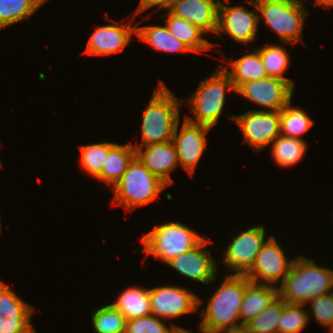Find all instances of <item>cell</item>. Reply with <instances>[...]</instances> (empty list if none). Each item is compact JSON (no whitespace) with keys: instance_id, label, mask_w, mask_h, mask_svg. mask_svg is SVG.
Here are the masks:
<instances>
[{"instance_id":"39","label":"cell","mask_w":333,"mask_h":333,"mask_svg":"<svg viewBox=\"0 0 333 333\" xmlns=\"http://www.w3.org/2000/svg\"><path fill=\"white\" fill-rule=\"evenodd\" d=\"M198 329L200 333H207L205 330H203L201 327L198 326ZM172 333H193V331L189 329H185L183 327H176Z\"/></svg>"},{"instance_id":"40","label":"cell","mask_w":333,"mask_h":333,"mask_svg":"<svg viewBox=\"0 0 333 333\" xmlns=\"http://www.w3.org/2000/svg\"><path fill=\"white\" fill-rule=\"evenodd\" d=\"M35 1H37L40 4V6H43L49 0H35Z\"/></svg>"},{"instance_id":"31","label":"cell","mask_w":333,"mask_h":333,"mask_svg":"<svg viewBox=\"0 0 333 333\" xmlns=\"http://www.w3.org/2000/svg\"><path fill=\"white\" fill-rule=\"evenodd\" d=\"M80 165L89 176L96 178L104 167L109 152V141L79 145Z\"/></svg>"},{"instance_id":"3","label":"cell","mask_w":333,"mask_h":333,"mask_svg":"<svg viewBox=\"0 0 333 333\" xmlns=\"http://www.w3.org/2000/svg\"><path fill=\"white\" fill-rule=\"evenodd\" d=\"M330 292H333V269L302 254L293 259L288 275L278 287L279 296L291 304L307 305Z\"/></svg>"},{"instance_id":"22","label":"cell","mask_w":333,"mask_h":333,"mask_svg":"<svg viewBox=\"0 0 333 333\" xmlns=\"http://www.w3.org/2000/svg\"><path fill=\"white\" fill-rule=\"evenodd\" d=\"M135 156L136 149L132 146V143L120 144L109 142V152L104 167L95 180L105 183L107 187L113 188Z\"/></svg>"},{"instance_id":"35","label":"cell","mask_w":333,"mask_h":333,"mask_svg":"<svg viewBox=\"0 0 333 333\" xmlns=\"http://www.w3.org/2000/svg\"><path fill=\"white\" fill-rule=\"evenodd\" d=\"M176 327H180L171 322L170 326L156 315L134 318L126 321L125 333H172Z\"/></svg>"},{"instance_id":"16","label":"cell","mask_w":333,"mask_h":333,"mask_svg":"<svg viewBox=\"0 0 333 333\" xmlns=\"http://www.w3.org/2000/svg\"><path fill=\"white\" fill-rule=\"evenodd\" d=\"M210 242V237H204L194 248L173 258L166 265L187 279L204 285L214 284L219 265L206 248Z\"/></svg>"},{"instance_id":"36","label":"cell","mask_w":333,"mask_h":333,"mask_svg":"<svg viewBox=\"0 0 333 333\" xmlns=\"http://www.w3.org/2000/svg\"><path fill=\"white\" fill-rule=\"evenodd\" d=\"M136 10L134 11L136 15H140L144 13V11H148L149 9L156 8L157 10L163 9L164 11H168L178 0H139Z\"/></svg>"},{"instance_id":"29","label":"cell","mask_w":333,"mask_h":333,"mask_svg":"<svg viewBox=\"0 0 333 333\" xmlns=\"http://www.w3.org/2000/svg\"><path fill=\"white\" fill-rule=\"evenodd\" d=\"M41 8L35 0H0V31L29 20Z\"/></svg>"},{"instance_id":"9","label":"cell","mask_w":333,"mask_h":333,"mask_svg":"<svg viewBox=\"0 0 333 333\" xmlns=\"http://www.w3.org/2000/svg\"><path fill=\"white\" fill-rule=\"evenodd\" d=\"M268 236L266 237V227L263 224L250 226L233 235L225 251L223 250V264L227 270H231V274L245 275L272 234Z\"/></svg>"},{"instance_id":"14","label":"cell","mask_w":333,"mask_h":333,"mask_svg":"<svg viewBox=\"0 0 333 333\" xmlns=\"http://www.w3.org/2000/svg\"><path fill=\"white\" fill-rule=\"evenodd\" d=\"M181 127V128H180ZM211 127L192 123L183 117V122H178L173 136V143L177 151V159L189 176H193L197 165L207 150L208 133Z\"/></svg>"},{"instance_id":"42","label":"cell","mask_w":333,"mask_h":333,"mask_svg":"<svg viewBox=\"0 0 333 333\" xmlns=\"http://www.w3.org/2000/svg\"><path fill=\"white\" fill-rule=\"evenodd\" d=\"M2 166H3V164H2V160L0 159V168L2 169Z\"/></svg>"},{"instance_id":"8","label":"cell","mask_w":333,"mask_h":333,"mask_svg":"<svg viewBox=\"0 0 333 333\" xmlns=\"http://www.w3.org/2000/svg\"><path fill=\"white\" fill-rule=\"evenodd\" d=\"M220 0L218 8V26L215 35L228 34L232 41L251 44L257 41L259 29L258 10L255 0H244L254 10L247 9L244 5H227L231 0ZM256 12V13H255Z\"/></svg>"},{"instance_id":"17","label":"cell","mask_w":333,"mask_h":333,"mask_svg":"<svg viewBox=\"0 0 333 333\" xmlns=\"http://www.w3.org/2000/svg\"><path fill=\"white\" fill-rule=\"evenodd\" d=\"M34 309L0 279V333H37L30 322Z\"/></svg>"},{"instance_id":"25","label":"cell","mask_w":333,"mask_h":333,"mask_svg":"<svg viewBox=\"0 0 333 333\" xmlns=\"http://www.w3.org/2000/svg\"><path fill=\"white\" fill-rule=\"evenodd\" d=\"M119 310L126 320L144 317L152 314L149 288L143 286H128L118 294L116 300L110 303Z\"/></svg>"},{"instance_id":"37","label":"cell","mask_w":333,"mask_h":333,"mask_svg":"<svg viewBox=\"0 0 333 333\" xmlns=\"http://www.w3.org/2000/svg\"><path fill=\"white\" fill-rule=\"evenodd\" d=\"M221 333H253L247 326L235 327L231 330H226Z\"/></svg>"},{"instance_id":"27","label":"cell","mask_w":333,"mask_h":333,"mask_svg":"<svg viewBox=\"0 0 333 333\" xmlns=\"http://www.w3.org/2000/svg\"><path fill=\"white\" fill-rule=\"evenodd\" d=\"M282 44L291 45L292 47L294 46V44L281 42V45L274 43L262 47L259 46L258 48L256 46L255 48L260 53L263 66L269 77H276L289 81L294 86L295 82L285 76L290 66L291 56L289 50H287Z\"/></svg>"},{"instance_id":"26","label":"cell","mask_w":333,"mask_h":333,"mask_svg":"<svg viewBox=\"0 0 333 333\" xmlns=\"http://www.w3.org/2000/svg\"><path fill=\"white\" fill-rule=\"evenodd\" d=\"M306 140L279 135L270 145L273 161L280 168H292L307 153Z\"/></svg>"},{"instance_id":"23","label":"cell","mask_w":333,"mask_h":333,"mask_svg":"<svg viewBox=\"0 0 333 333\" xmlns=\"http://www.w3.org/2000/svg\"><path fill=\"white\" fill-rule=\"evenodd\" d=\"M278 287L250 282L245 288L239 319L247 326L278 296Z\"/></svg>"},{"instance_id":"20","label":"cell","mask_w":333,"mask_h":333,"mask_svg":"<svg viewBox=\"0 0 333 333\" xmlns=\"http://www.w3.org/2000/svg\"><path fill=\"white\" fill-rule=\"evenodd\" d=\"M222 61L226 65L220 66L229 74L236 90L246 82L268 77L260 53L256 48L243 56L240 55L239 58H231V60L228 59L227 61L222 58ZM229 66L231 69H229Z\"/></svg>"},{"instance_id":"38","label":"cell","mask_w":333,"mask_h":333,"mask_svg":"<svg viewBox=\"0 0 333 333\" xmlns=\"http://www.w3.org/2000/svg\"><path fill=\"white\" fill-rule=\"evenodd\" d=\"M313 4L327 9L333 7V0H315Z\"/></svg>"},{"instance_id":"1","label":"cell","mask_w":333,"mask_h":333,"mask_svg":"<svg viewBox=\"0 0 333 333\" xmlns=\"http://www.w3.org/2000/svg\"><path fill=\"white\" fill-rule=\"evenodd\" d=\"M220 286L207 298L205 308L198 309L201 313L198 324L207 333H221L241 326L239 313L246 286L251 282L246 275L225 274ZM204 309V310H203ZM200 312V313H199Z\"/></svg>"},{"instance_id":"41","label":"cell","mask_w":333,"mask_h":333,"mask_svg":"<svg viewBox=\"0 0 333 333\" xmlns=\"http://www.w3.org/2000/svg\"><path fill=\"white\" fill-rule=\"evenodd\" d=\"M0 219H1V214H0ZM2 235V221L0 220V237Z\"/></svg>"},{"instance_id":"24","label":"cell","mask_w":333,"mask_h":333,"mask_svg":"<svg viewBox=\"0 0 333 333\" xmlns=\"http://www.w3.org/2000/svg\"><path fill=\"white\" fill-rule=\"evenodd\" d=\"M139 21L136 22V39L147 43L152 49L158 53H193L185 44L174 37L166 23L165 25H146L139 26Z\"/></svg>"},{"instance_id":"18","label":"cell","mask_w":333,"mask_h":333,"mask_svg":"<svg viewBox=\"0 0 333 333\" xmlns=\"http://www.w3.org/2000/svg\"><path fill=\"white\" fill-rule=\"evenodd\" d=\"M136 156L144 166L168 187L174 183L171 172L179 165L173 141L140 147Z\"/></svg>"},{"instance_id":"33","label":"cell","mask_w":333,"mask_h":333,"mask_svg":"<svg viewBox=\"0 0 333 333\" xmlns=\"http://www.w3.org/2000/svg\"><path fill=\"white\" fill-rule=\"evenodd\" d=\"M307 310L304 304H291L285 301L284 310L278 321V333H301L310 321Z\"/></svg>"},{"instance_id":"30","label":"cell","mask_w":333,"mask_h":333,"mask_svg":"<svg viewBox=\"0 0 333 333\" xmlns=\"http://www.w3.org/2000/svg\"><path fill=\"white\" fill-rule=\"evenodd\" d=\"M94 333H125L126 319L110 303L95 308L91 313Z\"/></svg>"},{"instance_id":"15","label":"cell","mask_w":333,"mask_h":333,"mask_svg":"<svg viewBox=\"0 0 333 333\" xmlns=\"http://www.w3.org/2000/svg\"><path fill=\"white\" fill-rule=\"evenodd\" d=\"M134 17H137L135 12L134 16L131 15L125 23L114 20L113 24L97 25L89 36L83 53L94 57H104L122 52L133 40L132 37H136Z\"/></svg>"},{"instance_id":"34","label":"cell","mask_w":333,"mask_h":333,"mask_svg":"<svg viewBox=\"0 0 333 333\" xmlns=\"http://www.w3.org/2000/svg\"><path fill=\"white\" fill-rule=\"evenodd\" d=\"M311 306L308 311L311 318L329 332L333 331V292L321 295L307 303ZM310 311V312H309ZM312 312V314H311Z\"/></svg>"},{"instance_id":"12","label":"cell","mask_w":333,"mask_h":333,"mask_svg":"<svg viewBox=\"0 0 333 333\" xmlns=\"http://www.w3.org/2000/svg\"><path fill=\"white\" fill-rule=\"evenodd\" d=\"M149 295L152 314L169 321L192 312L198 313L204 302L192 290L170 284L149 287Z\"/></svg>"},{"instance_id":"11","label":"cell","mask_w":333,"mask_h":333,"mask_svg":"<svg viewBox=\"0 0 333 333\" xmlns=\"http://www.w3.org/2000/svg\"><path fill=\"white\" fill-rule=\"evenodd\" d=\"M286 255L285 249L272 235L262 246L251 269L245 275L253 283L279 287L288 275L294 259L290 260L289 255Z\"/></svg>"},{"instance_id":"32","label":"cell","mask_w":333,"mask_h":333,"mask_svg":"<svg viewBox=\"0 0 333 333\" xmlns=\"http://www.w3.org/2000/svg\"><path fill=\"white\" fill-rule=\"evenodd\" d=\"M284 306L285 300L278 295L247 327L253 333H278V321Z\"/></svg>"},{"instance_id":"2","label":"cell","mask_w":333,"mask_h":333,"mask_svg":"<svg viewBox=\"0 0 333 333\" xmlns=\"http://www.w3.org/2000/svg\"><path fill=\"white\" fill-rule=\"evenodd\" d=\"M152 93L146 108L143 109L141 143L136 141L135 144H132L136 150L140 147L172 141L176 126L181 121L182 102L165 85L164 81L159 79L158 85Z\"/></svg>"},{"instance_id":"19","label":"cell","mask_w":333,"mask_h":333,"mask_svg":"<svg viewBox=\"0 0 333 333\" xmlns=\"http://www.w3.org/2000/svg\"><path fill=\"white\" fill-rule=\"evenodd\" d=\"M220 0H178L168 11L198 26L206 34H214L218 26Z\"/></svg>"},{"instance_id":"13","label":"cell","mask_w":333,"mask_h":333,"mask_svg":"<svg viewBox=\"0 0 333 333\" xmlns=\"http://www.w3.org/2000/svg\"><path fill=\"white\" fill-rule=\"evenodd\" d=\"M294 92L295 86L289 81L268 76L242 84L235 93L255 103L257 111L280 112L293 100Z\"/></svg>"},{"instance_id":"21","label":"cell","mask_w":333,"mask_h":333,"mask_svg":"<svg viewBox=\"0 0 333 333\" xmlns=\"http://www.w3.org/2000/svg\"><path fill=\"white\" fill-rule=\"evenodd\" d=\"M161 16L166 17L163 22L166 23L170 33L185 44L194 54L210 51L213 46L218 45L208 41L207 37H204L206 33L198 26L174 16L169 11H165Z\"/></svg>"},{"instance_id":"5","label":"cell","mask_w":333,"mask_h":333,"mask_svg":"<svg viewBox=\"0 0 333 333\" xmlns=\"http://www.w3.org/2000/svg\"><path fill=\"white\" fill-rule=\"evenodd\" d=\"M167 187L135 156L120 180L112 188L114 196L111 201L113 206H121L125 212H130L137 207L154 203Z\"/></svg>"},{"instance_id":"10","label":"cell","mask_w":333,"mask_h":333,"mask_svg":"<svg viewBox=\"0 0 333 333\" xmlns=\"http://www.w3.org/2000/svg\"><path fill=\"white\" fill-rule=\"evenodd\" d=\"M230 119L240 128L242 143L249 145L253 152L260 153L281 134L280 112L248 109L240 115H230Z\"/></svg>"},{"instance_id":"7","label":"cell","mask_w":333,"mask_h":333,"mask_svg":"<svg viewBox=\"0 0 333 333\" xmlns=\"http://www.w3.org/2000/svg\"><path fill=\"white\" fill-rule=\"evenodd\" d=\"M204 237L180 221L155 225L140 238L141 251L167 264L194 248Z\"/></svg>"},{"instance_id":"4","label":"cell","mask_w":333,"mask_h":333,"mask_svg":"<svg viewBox=\"0 0 333 333\" xmlns=\"http://www.w3.org/2000/svg\"><path fill=\"white\" fill-rule=\"evenodd\" d=\"M227 90L236 92L229 74L222 66H218L215 72L202 79L196 90L185 98L193 117L185 114L184 118L192 123L215 127L227 105Z\"/></svg>"},{"instance_id":"28","label":"cell","mask_w":333,"mask_h":333,"mask_svg":"<svg viewBox=\"0 0 333 333\" xmlns=\"http://www.w3.org/2000/svg\"><path fill=\"white\" fill-rule=\"evenodd\" d=\"M306 110L292 106V100L280 111V133L286 137L303 139L314 124Z\"/></svg>"},{"instance_id":"6","label":"cell","mask_w":333,"mask_h":333,"mask_svg":"<svg viewBox=\"0 0 333 333\" xmlns=\"http://www.w3.org/2000/svg\"><path fill=\"white\" fill-rule=\"evenodd\" d=\"M306 0H255L258 19L265 22L281 42L304 44L303 30L309 16Z\"/></svg>"}]
</instances>
